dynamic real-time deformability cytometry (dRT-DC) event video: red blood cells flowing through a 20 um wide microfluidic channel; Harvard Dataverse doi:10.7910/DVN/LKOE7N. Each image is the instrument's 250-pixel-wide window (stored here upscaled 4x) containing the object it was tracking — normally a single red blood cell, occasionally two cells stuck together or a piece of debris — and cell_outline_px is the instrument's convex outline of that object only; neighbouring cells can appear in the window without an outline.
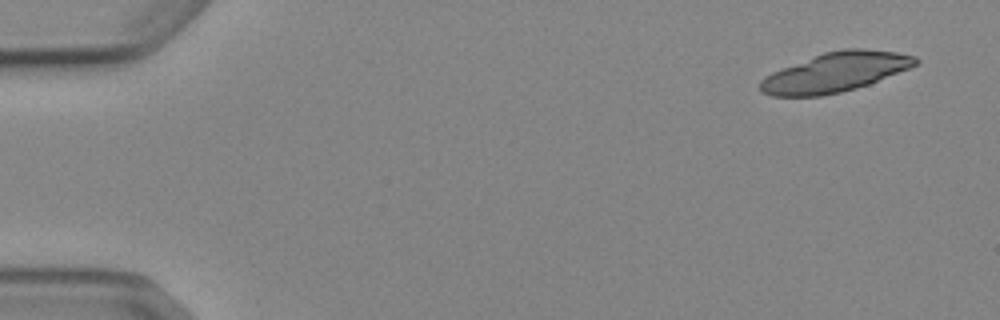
{"species": "Egyptian fruit bat (a non-hibernating species)", "species_latin": "Rousettus aegyptiacus", "temperature_condition": "cold", "stored_images_in_passage": 4, "camera_frame_rate_fps": 3000, "um_per_image_px": 0.085, "animal": {"sex": "female"}, "frame": {"image": 1, "passage_image": 1, "time_ms": 0.0, "image_size_px": [1000, 320], "cell_outline_px": [[920, 60], [916, 64], [908, 68], [868, 84], [856, 88], [840, 92], [820, 96], [772, 96], [760, 92], [760, 80], [764, 76], [772, 72], [824, 52], [844, 48], [860, 48], [896, 52], [916, 56]], "centroid_in_image_um": [70.98, 6.14], "position_along_channel_um": 14.0, "area_um2": 35.37}}